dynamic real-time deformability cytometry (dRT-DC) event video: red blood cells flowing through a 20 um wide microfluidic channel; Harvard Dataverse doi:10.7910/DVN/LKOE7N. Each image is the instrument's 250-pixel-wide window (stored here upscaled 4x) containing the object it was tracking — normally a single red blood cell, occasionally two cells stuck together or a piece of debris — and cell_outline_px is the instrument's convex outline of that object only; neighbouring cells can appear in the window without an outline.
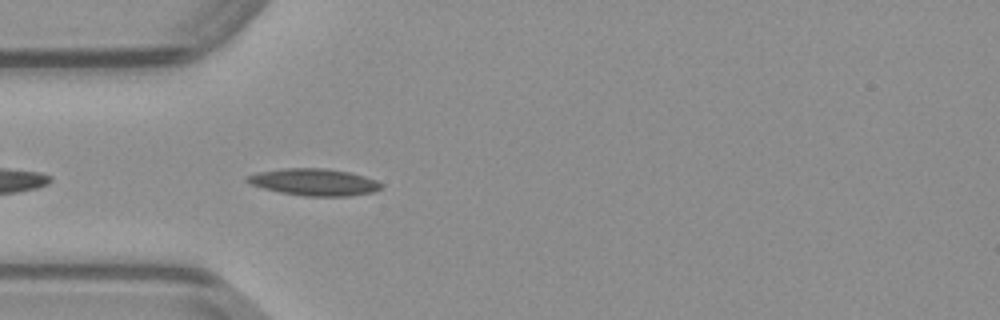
{"species": "common noctule bat (a hibernating species)", "species_latin": "Nyctalus noctula", "temperature_condition": "warm", "stored_images_in_passage": 33, "camera_frame_rate_fps": 3000, "um_per_image_px": 0.085, "animal": {"sex": "male", "body_mass_g": 23.1, "forearm_length_mm": 52.7}, "frame": {"image": 1, "passage_image": 1, "time_ms": 0.0, "image_size_px": [1000, 320], "cell_outline_px": [[384, 184], [380, 188], [372, 192], [348, 196], [304, 196], [280, 192], [264, 188], [252, 184], [244, 180], [244, 176], [260, 172], [284, 168], [328, 168], [352, 172], [376, 180]], "centroid_in_image_um": [26.71, 15.47], "position_along_channel_um": 58.3, "area_um2": 21.04}}
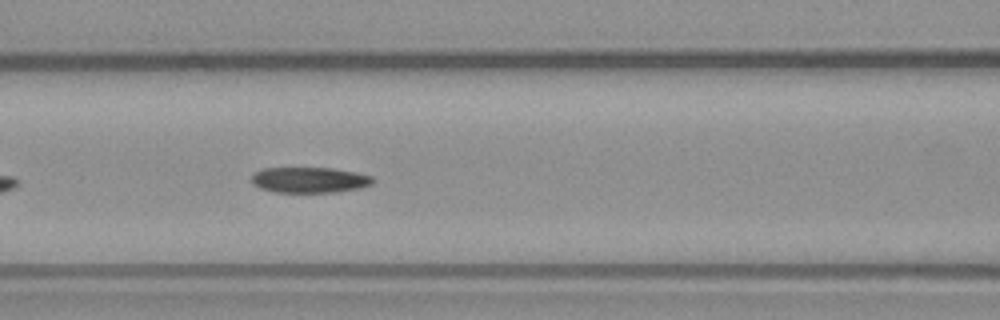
{"frame": {"image": 2, "passage_image": 7, "time_ms": 2.0, "image_size_px": [1000, 320], "cell_outline_px": [[372, 184], [360, 188], [336, 192], [276, 192], [260, 188], [252, 184], [252, 172], [264, 168], [332, 168], [356, 172], [372, 176]], "centroid_in_image_um": [26.28, 15.29], "position_along_channel_um": 140.3, "area_um2": 18.15}}
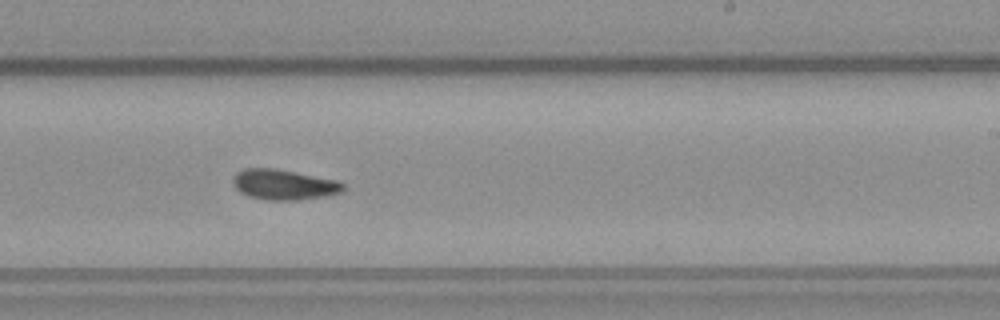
{"frame": {"image": 3, "passage_image": 16, "time_ms": 5.0, "image_size_px": [1000, 320], "cell_outline_px": [[344, 188], [340, 192], [324, 196], [296, 200], [268, 200], [248, 196], [240, 192], [236, 188], [232, 180], [236, 172], [244, 168], [276, 168], [336, 180], [344, 184]], "centroid_in_image_um": [24.09, 15.68], "position_along_channel_um": 264.9, "area_um2": 19.36}}